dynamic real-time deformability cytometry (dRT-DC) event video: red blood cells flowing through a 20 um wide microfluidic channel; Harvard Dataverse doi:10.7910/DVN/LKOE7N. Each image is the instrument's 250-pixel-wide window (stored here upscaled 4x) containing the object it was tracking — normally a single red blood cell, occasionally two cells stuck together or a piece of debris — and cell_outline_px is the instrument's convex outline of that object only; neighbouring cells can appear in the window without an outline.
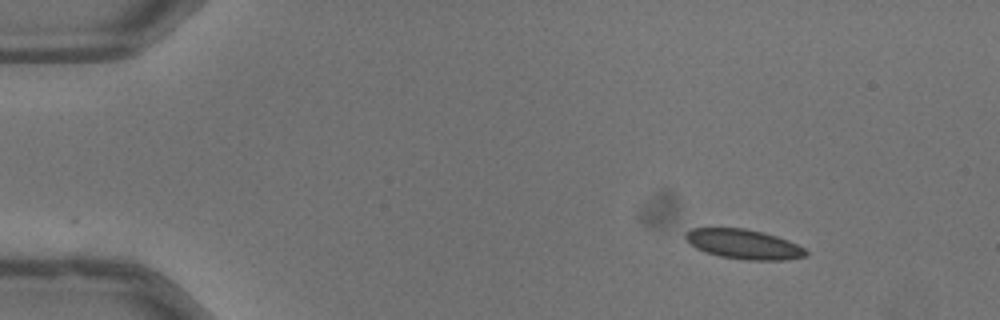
{"species": "common noctule bat (a hibernating species)", "species_latin": "Nyctalus noctula", "temperature_condition": "warm", "stored_images_in_passage": 46, "camera_frame_rate_fps": 3000, "um_per_image_px": 0.085, "animal": {"sex": "male", "body_mass_g": 13.3}, "frame": {"image": 1, "passage_image": 1, "time_ms": 0.0, "image_size_px": [1000, 320], "cell_outline_px": [[808, 256], [784, 260], [744, 260], [720, 256], [704, 252], [696, 248], [684, 236], [684, 232], [692, 228], [744, 228], [764, 232], [788, 240], [804, 248], [808, 252]], "centroid_in_image_um": [63.22, 20.76], "position_along_channel_um": 21.8, "area_um2": 20.87}}
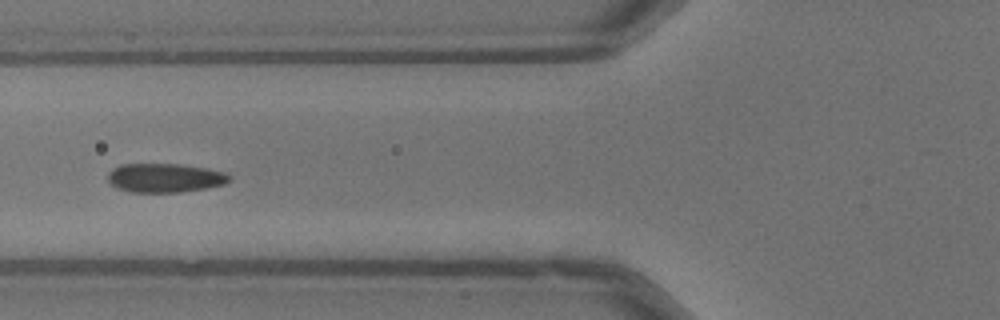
{"frame": {"image": 2, "passage_image": 15, "time_ms": 4.667, "image_size_px": [1000, 320], "cell_outline_px": [[232, 180], [224, 184], [204, 188], [180, 192], [132, 192], [116, 188], [108, 180], [108, 172], [112, 168], [120, 164], [180, 164], [208, 168], [224, 172], [232, 176]], "centroid_in_image_um": [14.02, 15.11], "position_along_channel_um": 111.8, "area_um2": 20.63}}
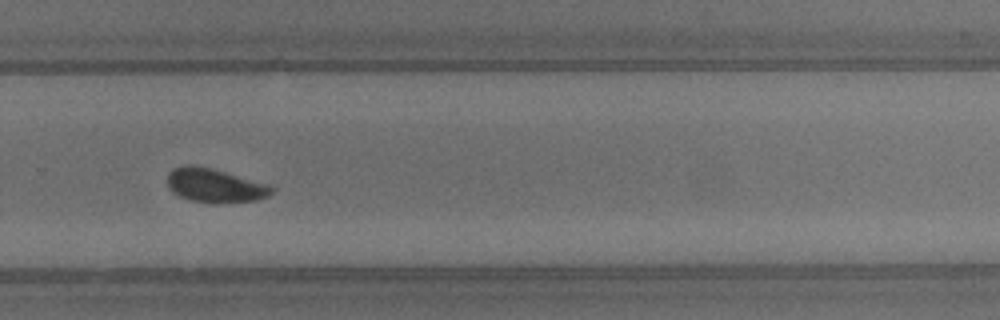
{"frame": {"image": 3, "passage_image": 30, "time_ms": 9.667, "image_size_px": [1000, 320], "cell_outline_px": [[276, 188], [268, 196], [256, 200], [216, 204], [212, 204], [192, 200], [180, 196], [172, 192], [168, 188], [168, 172], [172, 168], [184, 164], [192, 164], [212, 168], [268, 184]], "centroid_in_image_um": [18.24, 15.76], "position_along_channel_um": 311.6, "area_um2": 20.87}, "authors_computed_cell_mechanics": {"area_um2": 20.6057, "velocity_mm_per_s": 4.0075, "shape_relaxation_time_tau1_ms": 3.9618, "shape_relaxation_time_tau2_ms": null, "deformation_change_tau1": 0.1082, "deformation_change_tau2": null}}